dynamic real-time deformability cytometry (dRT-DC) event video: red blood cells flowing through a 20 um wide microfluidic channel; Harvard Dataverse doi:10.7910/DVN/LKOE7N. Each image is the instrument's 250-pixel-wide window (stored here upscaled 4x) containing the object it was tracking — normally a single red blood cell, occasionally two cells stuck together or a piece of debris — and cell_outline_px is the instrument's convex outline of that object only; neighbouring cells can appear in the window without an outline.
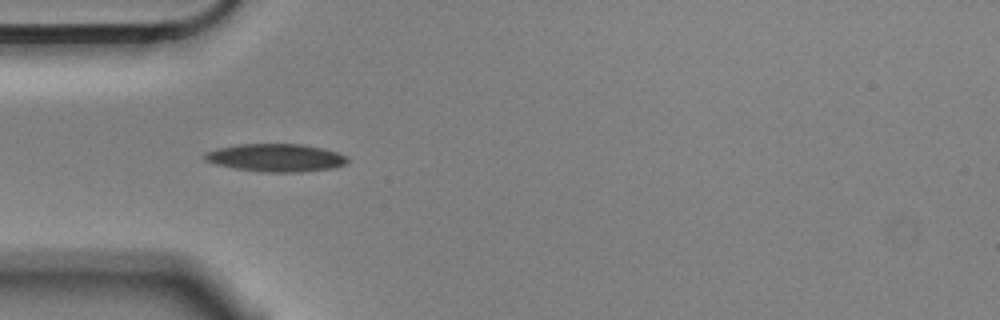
{"species": "Egyptian fruit bat (a non-hibernating species)", "species_latin": "Rousettus aegyptiacus", "temperature_condition": "cold", "stored_images_in_passage": 1, "camera_frame_rate_fps": 3000, "um_per_image_px": 0.085, "animal": {"sex": "male"}, "frame": {"image": 1, "passage_image": 1, "time_ms": 0.0, "image_size_px": [1000, 320], "cell_outline_px": [[348, 160], [344, 164], [336, 168], [300, 172], [268, 172], [236, 168], [216, 164], [204, 160], [204, 152], [216, 148], [240, 144], [300, 144], [324, 148], [348, 156]], "centroid_in_image_um": [23.46, 13.4], "position_along_channel_um": 61.5, "area_um2": 23.18}}